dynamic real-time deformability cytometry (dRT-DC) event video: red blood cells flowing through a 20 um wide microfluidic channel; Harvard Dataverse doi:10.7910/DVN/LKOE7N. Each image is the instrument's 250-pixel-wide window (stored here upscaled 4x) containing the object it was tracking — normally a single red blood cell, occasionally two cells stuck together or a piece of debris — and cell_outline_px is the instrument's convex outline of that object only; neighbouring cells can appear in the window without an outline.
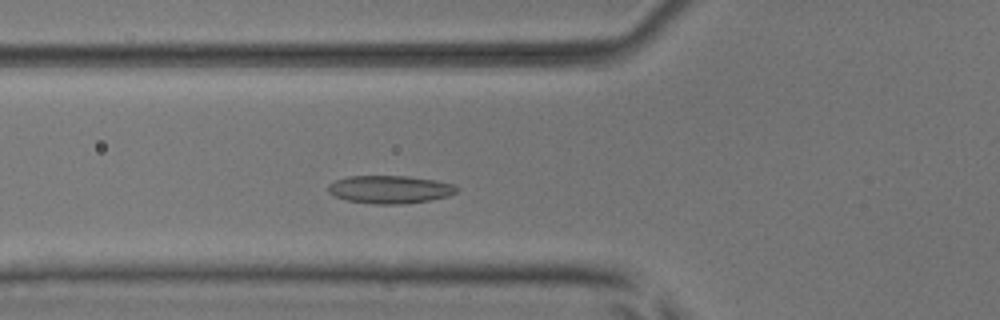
{"species": "common noctule bat (a hibernating species)", "species_latin": "Nyctalus noctula", "temperature_condition": "room temperature", "stored_images_in_passage": 36, "camera_frame_rate_fps": 3000, "um_per_image_px": 0.085, "animal": {"sex": "male", "body_mass_g": 17.9, "forearm_length_mm": 54.2}, "frame": {"image": 1, "passage_image": 13, "time_ms": 4.0, "image_size_px": [1000, 320], "cell_outline_px": [[460, 188], [456, 192], [448, 196], [428, 200], [400, 204], [372, 204], [348, 200], [336, 196], [328, 192], [328, 184], [336, 180], [348, 176], [408, 176], [436, 180], [452, 184]], "centroid_in_image_um": [33.14, 16.09], "position_along_channel_um": 92.7, "area_um2": 20.81}}
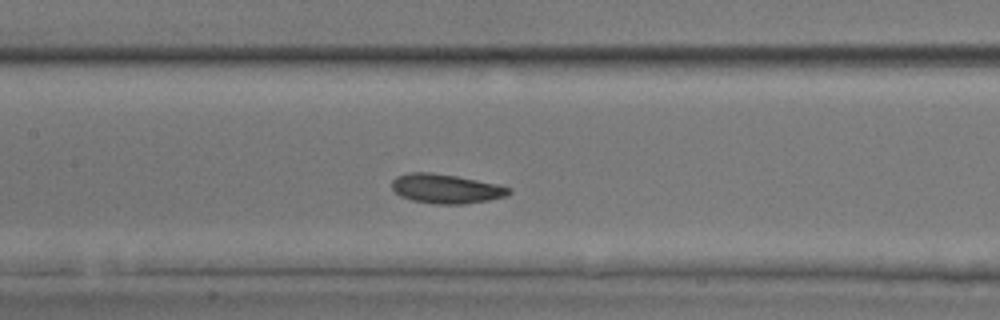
{"frame": {"image": 2, "passage_image": 19, "time_ms": 6.0, "image_size_px": [1000, 320], "cell_outline_px": [[512, 192], [508, 196], [488, 200], [464, 204], [436, 204], [412, 200], [400, 196], [392, 188], [392, 180], [396, 176], [408, 172], [428, 172], [456, 176], [496, 184], [512, 188]], "centroid_in_image_um": [37.91, 16.04], "position_along_channel_um": 169.5, "area_um2": 20.0}}
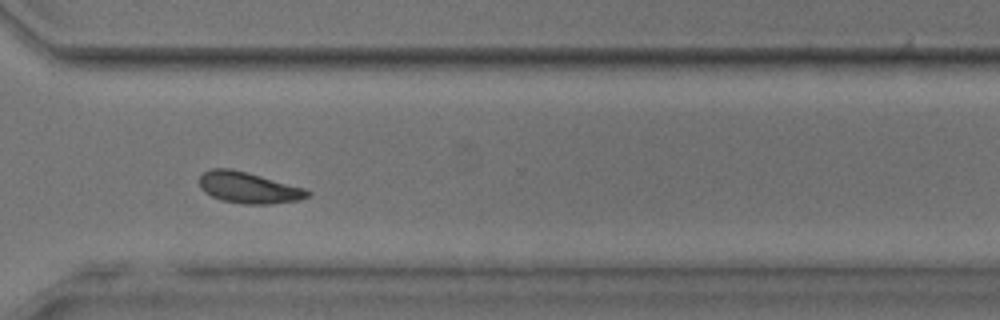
{"frame": {"image": 3, "passage_image": 33, "time_ms": 10.667, "image_size_px": [1000, 320], "cell_outline_px": [[312, 192], [308, 196], [300, 200], [272, 204], [244, 204], [220, 200], [204, 192], [200, 188], [200, 176], [204, 172], [212, 168], [232, 168], [304, 188]], "centroid_in_image_um": [21.12, 15.96], "position_along_channel_um": 349.5, "area_um2": 19.65}, "authors_computed_cell_mechanics": {"area_um2": 19.9699, "velocity_mm_per_s": 3.8513, "shape_relaxation_time_tau1_ms": 4.6562, "shape_relaxation_time_tau2_ms": 2.4614, "deformation_change_tau1": 0.1003, "deformation_change_tau2": 0.0786}}